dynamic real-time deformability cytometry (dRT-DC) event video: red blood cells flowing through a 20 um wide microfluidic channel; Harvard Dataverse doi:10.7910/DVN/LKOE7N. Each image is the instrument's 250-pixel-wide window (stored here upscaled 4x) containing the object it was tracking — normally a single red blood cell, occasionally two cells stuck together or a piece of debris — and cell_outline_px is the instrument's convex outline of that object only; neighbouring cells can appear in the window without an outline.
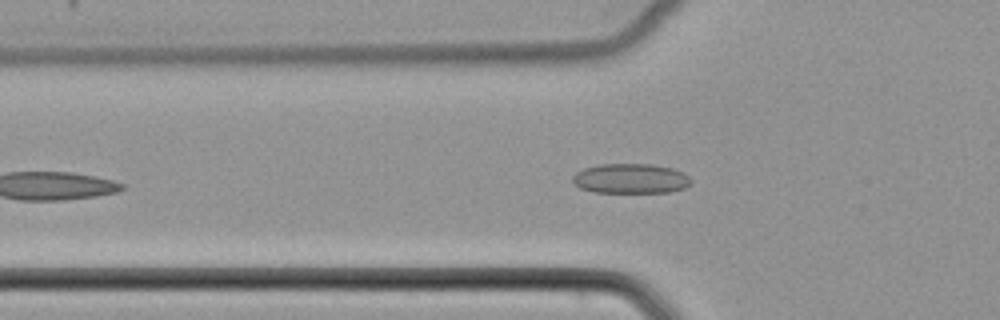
{"species": "common noctule bat (a hibernating species)", "species_latin": "Nyctalus noctula", "temperature_condition": "cold", "stored_images_in_passage": 39, "camera_frame_rate_fps": 3000, "um_per_image_px": 0.085, "animal": {"sex": "female", "body_mass_g": 22.7, "forearm_length_mm": 54.2}, "frame": {"image": 1, "passage_image": 8, "time_ms": 2.333, "image_size_px": [1000, 320], "cell_outline_px": [[692, 180], [684, 188], [668, 192], [592, 192], [580, 188], [572, 180], [572, 176], [576, 172], [584, 168], [600, 164], [652, 164], [672, 168], [688, 176]], "centroid_in_image_um": [53.57, 15.17], "position_along_channel_um": 72.2, "area_um2": 20.46}}
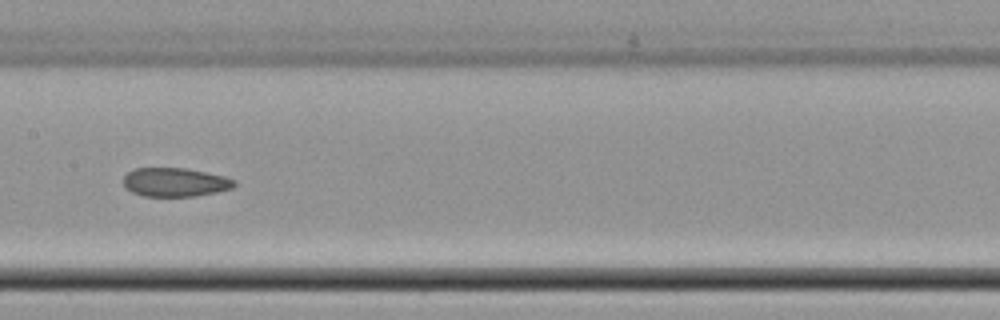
{"frame": {"image": 2, "passage_image": 17, "time_ms": 5.333, "image_size_px": [1000, 320], "cell_outline_px": [[236, 184], [232, 188], [216, 192], [196, 196], [144, 196], [132, 192], [124, 184], [124, 176], [128, 172], [136, 168], [188, 168], [224, 176], [236, 180]], "centroid_in_image_um": [14.91, 15.48], "position_along_channel_um": 192.5, "area_um2": 18.55}}
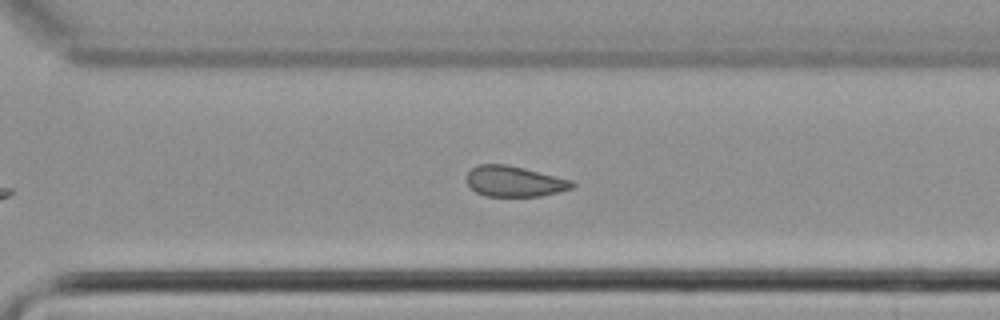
{"frame": {"image": 3, "passage_image": 27, "time_ms": 8.667, "image_size_px": [1000, 320], "cell_outline_px": [[576, 184], [572, 188], [560, 192], [540, 196], [484, 196], [476, 192], [468, 184], [468, 172], [476, 164], [504, 164], [524, 168], [572, 180]], "centroid_in_image_um": [43.74, 15.42], "position_along_channel_um": 326.9, "area_um2": 18.79}}